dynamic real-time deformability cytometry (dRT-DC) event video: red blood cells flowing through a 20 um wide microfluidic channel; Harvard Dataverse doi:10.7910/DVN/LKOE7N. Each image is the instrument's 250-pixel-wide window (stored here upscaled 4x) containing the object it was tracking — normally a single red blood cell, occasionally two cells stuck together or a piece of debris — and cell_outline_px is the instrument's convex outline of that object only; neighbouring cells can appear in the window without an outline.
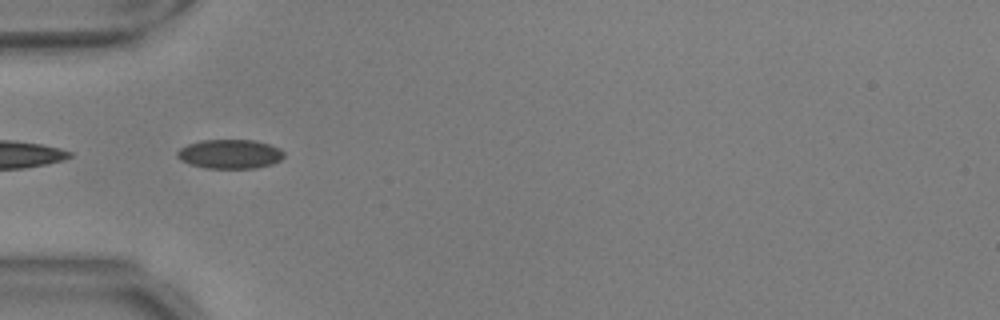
{"species": "common noctule bat (a hibernating species)", "species_latin": "Nyctalus noctula", "temperature_condition": "warm", "stored_images_in_passage": 24, "camera_frame_rate_fps": 3000, "um_per_image_px": 0.085, "animal": {"sex": "male", "body_mass_g": 17.9, "forearm_length_mm": 54.2}, "frame": {"image": 1, "passage_image": 1, "time_ms": 0.0, "image_size_px": [1000, 320], "cell_outline_px": [[284, 156], [280, 160], [272, 164], [256, 168], [204, 168], [180, 160], [176, 156], [176, 152], [180, 148], [188, 144], [200, 140], [252, 140], [268, 144], [280, 148], [284, 152]], "centroid_in_image_um": [19.53, 13.09], "position_along_channel_um": 65.5, "area_um2": 18.15}}
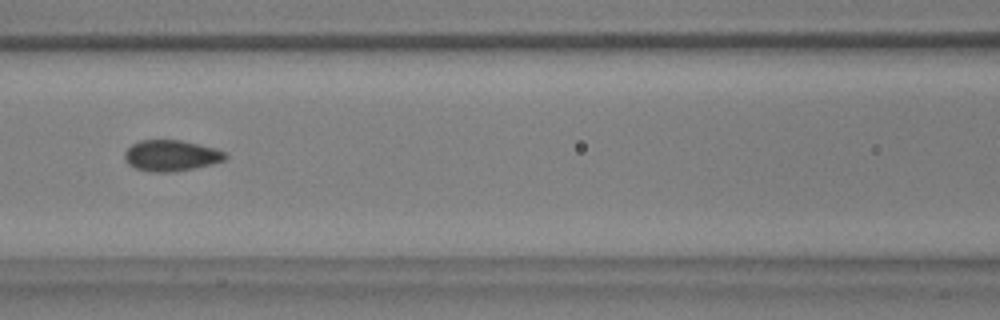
{"frame": {"image": 2, "passage_image": 8, "time_ms": 2.333, "image_size_px": [1000, 320], "cell_outline_px": [[228, 156], [224, 160], [212, 164], [172, 172], [152, 172], [136, 168], [128, 164], [124, 156], [124, 152], [132, 144], [140, 140], [180, 140], [212, 148], [224, 152]], "centroid_in_image_um": [14.51, 13.23], "position_along_channel_um": 152.1, "area_um2": 17.92}}
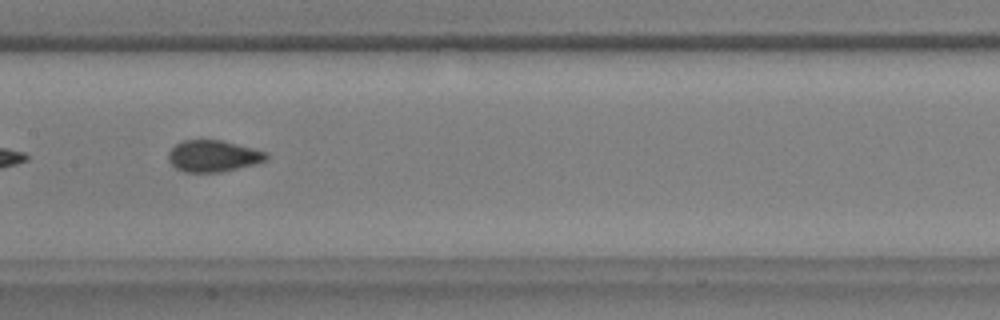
{"frame": {"image": 3, "passage_image": 11, "time_ms": 3.333, "image_size_px": [1000, 320], "cell_outline_px": [[268, 160], [256, 164], [220, 172], [184, 172], [176, 168], [168, 160], [168, 152], [176, 144], [184, 140], [220, 140], [268, 152]], "centroid_in_image_um": [18.13, 13.27], "position_along_channel_um": 189.3, "area_um2": 17.98}}